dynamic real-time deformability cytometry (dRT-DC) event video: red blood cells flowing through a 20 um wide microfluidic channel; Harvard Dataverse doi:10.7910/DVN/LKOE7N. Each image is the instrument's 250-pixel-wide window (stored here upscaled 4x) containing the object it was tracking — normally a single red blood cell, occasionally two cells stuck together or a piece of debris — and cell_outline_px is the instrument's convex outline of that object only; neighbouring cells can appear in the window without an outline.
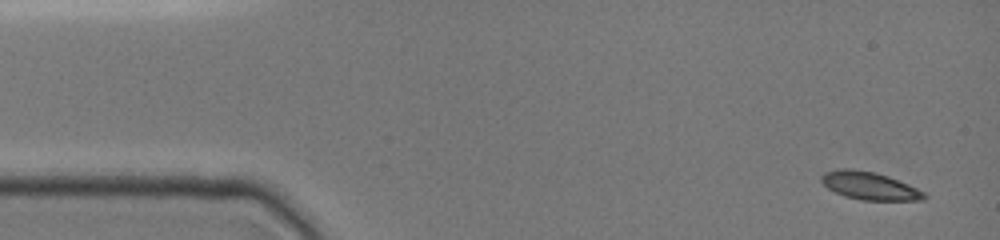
{"species": "common noctule bat (a hibernating species)", "species_latin": "Nyctalus noctula", "temperature_condition": "cold", "stored_images_in_passage": 36, "camera_frame_rate_fps": 3000, "um_per_image_px": 0.085, "animal": {"sex": "female", "body_mass_g": 19.0, "forearm_length_mm": 51.5}, "frame": {"image": 1, "passage_image": 1, "time_ms": 0.0, "image_size_px": [1000, 240], "cell_outline_px": [[928, 196], [924, 200], [860, 200], [844, 196], [828, 188], [820, 180], [820, 176], [824, 172], [836, 168], [852, 168], [876, 172], [888, 176], [908, 184], [924, 192]], "centroid_in_image_um": [73.88, 15.78], "position_along_channel_um": 11.1, "area_um2": 16.82}}
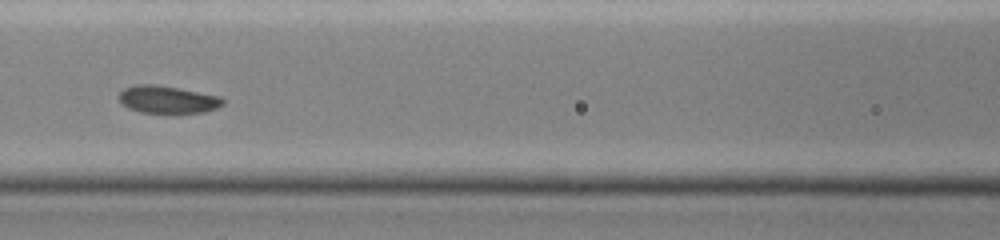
{"frame": {"image": 2, "passage_image": 16, "time_ms": 6.333, "image_size_px": [1000, 240], "cell_outline_px": [[224, 104], [216, 108], [204, 112], [176, 116], [140, 112], [128, 108], [120, 104], [116, 96], [124, 88], [136, 84], [152, 84], [176, 88], [220, 96], [224, 100]], "centroid_in_image_um": [14.2, 8.52], "position_along_channel_um": 152.4, "area_um2": 17.46}}
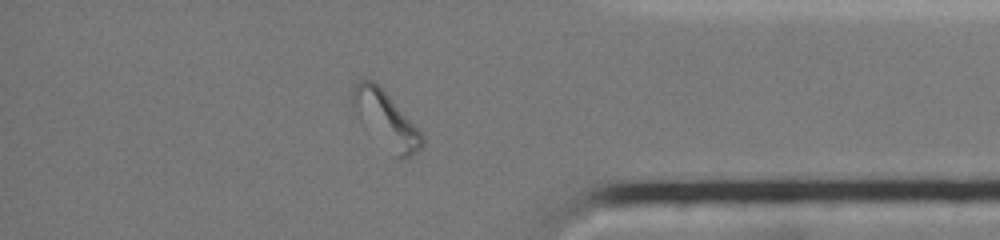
{"frame": {"image": 3, "passage_image": 31, "time_ms": 13.0, "image_size_px": [1000, 240], "cell_outline_px": [[424, 144], [412, 156], [404, 160], [396, 156], [360, 120], [352, 108], [352, 84], [360, 80], [372, 80], [388, 96], [424, 136]], "centroid_in_image_um": [32.78, 10.16], "position_along_channel_um": 402.4, "area_um2": 21.73}, "authors_computed_cell_mechanics": {"area_um2": 17.0799, "velocity_mm_per_s": 3.9037, "shape_relaxation_time_tau1_ms": 1.9435, "shape_relaxation_time_tau2_ms": null, "deformation_change_tau1": 0.0849, "deformation_change_tau2": null}}